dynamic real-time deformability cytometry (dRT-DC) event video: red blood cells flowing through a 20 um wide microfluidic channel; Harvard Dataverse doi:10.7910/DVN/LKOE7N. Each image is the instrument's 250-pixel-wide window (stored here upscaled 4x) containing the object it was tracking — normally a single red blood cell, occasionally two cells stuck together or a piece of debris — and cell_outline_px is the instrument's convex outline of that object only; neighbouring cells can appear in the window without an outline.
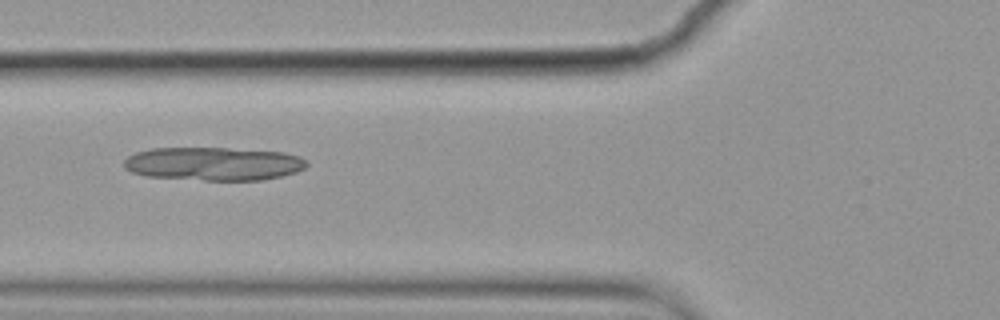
{"species": "common noctule bat (a hibernating species)", "species_latin": "Nyctalus noctula", "temperature_condition": "cold", "stored_images_in_passage": 8, "camera_frame_rate_fps": 3000, "um_per_image_px": 0.085, "animal": {"sex": "female", "body_mass_g": 19.9}, "frame": {"image": 1, "passage_image": 7, "time_ms": 2.0, "image_size_px": [1000, 320], "cell_outline_px": [[308, 164], [304, 168], [296, 172], [264, 180], [204, 180], [148, 176], [132, 172], [124, 168], [124, 160], [128, 156], [136, 152], [152, 148], [228, 148], [284, 152], [300, 156]], "centroid_in_image_um": [18.15, 13.91], "position_along_channel_um": 107.6, "area_um2": 35.49}}
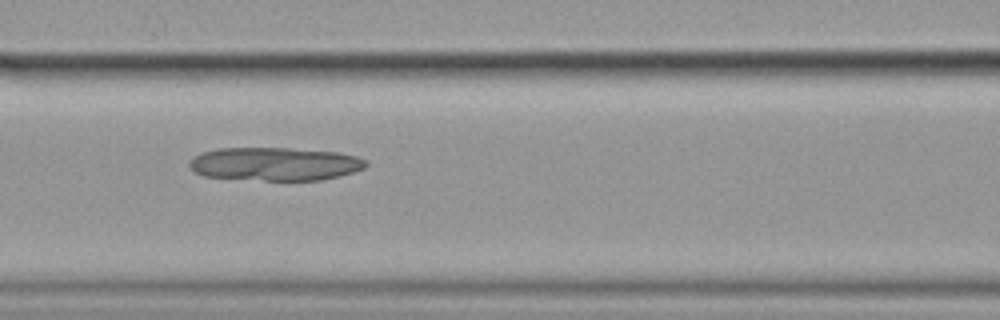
{"frame": {"image": 2, "passage_image": 8, "time_ms": 2.333, "image_size_px": [1000, 320], "cell_outline_px": [[368, 164], [364, 168], [340, 176], [320, 180], [264, 180], [204, 176], [196, 172], [188, 164], [196, 156], [204, 152], [216, 148], [288, 148], [340, 152], [356, 156], [368, 160]], "centroid_in_image_um": [23.43, 13.93], "position_along_channel_um": 143.2, "area_um2": 34.1}}